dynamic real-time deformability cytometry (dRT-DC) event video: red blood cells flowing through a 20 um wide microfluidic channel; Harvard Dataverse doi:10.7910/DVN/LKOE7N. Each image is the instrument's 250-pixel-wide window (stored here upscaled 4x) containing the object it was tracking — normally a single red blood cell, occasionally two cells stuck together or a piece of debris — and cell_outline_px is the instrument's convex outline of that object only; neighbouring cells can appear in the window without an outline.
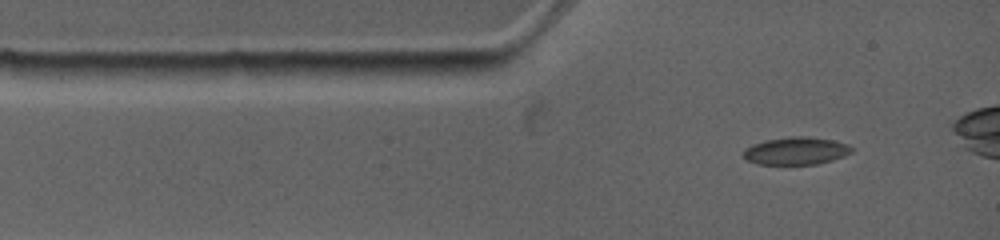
{"species": "common noctule bat (a hibernating species)", "species_latin": "Nyctalus noctula", "temperature_condition": "warm", "stored_images_in_passage": 12, "camera_frame_rate_fps": 4500, "um_per_image_px": 0.085, "animal": {"sex": "female", "body_mass_g": 19.0, "forearm_length_mm": 53.3}, "frame": {"image": 1, "passage_image": 1, "time_ms": 0.0, "image_size_px": [1000, 240], "cell_outline_px": [[852, 152], [844, 156], [832, 160], [816, 164], [756, 164], [748, 160], [740, 152], [744, 148], [752, 144], [764, 140], [792, 136], [808, 136], [832, 140], [848, 144], [852, 148]], "centroid_in_image_um": [67.62, 12.82], "position_along_channel_um": 17.4, "area_um2": 17.51}}
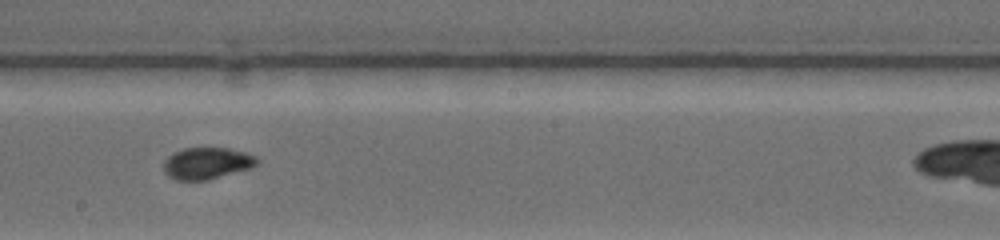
{"frame": {"image": 2, "passage_image": 7, "time_ms": 6.0, "image_size_px": [1000, 240], "cell_outline_px": [[260, 160], [252, 168], [208, 180], [176, 180], [168, 176], [164, 172], [164, 160], [172, 152], [184, 148], [228, 148], [244, 152], [256, 156]], "centroid_in_image_um": [17.58, 13.88], "position_along_channel_um": 230.6, "area_um2": 17.4}}
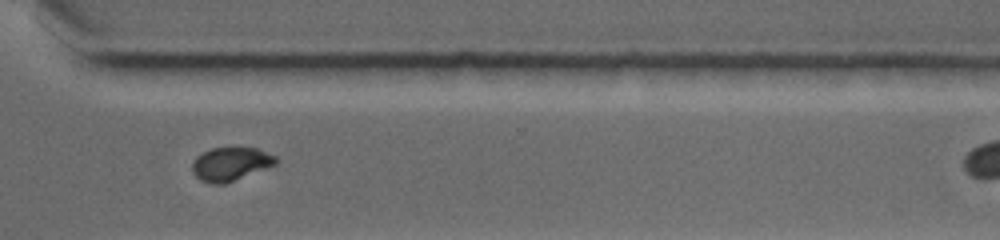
{"frame": {"image": 3, "passage_image": 10, "time_ms": 9.111, "image_size_px": [1000, 240], "cell_outline_px": [[280, 160], [276, 164], [224, 184], [212, 184], [200, 180], [192, 172], [192, 164], [196, 156], [200, 152], [212, 148], [256, 148], [276, 156]], "centroid_in_image_um": [19.58, 13.93], "position_along_channel_um": 351.0, "area_um2": 16.3}}